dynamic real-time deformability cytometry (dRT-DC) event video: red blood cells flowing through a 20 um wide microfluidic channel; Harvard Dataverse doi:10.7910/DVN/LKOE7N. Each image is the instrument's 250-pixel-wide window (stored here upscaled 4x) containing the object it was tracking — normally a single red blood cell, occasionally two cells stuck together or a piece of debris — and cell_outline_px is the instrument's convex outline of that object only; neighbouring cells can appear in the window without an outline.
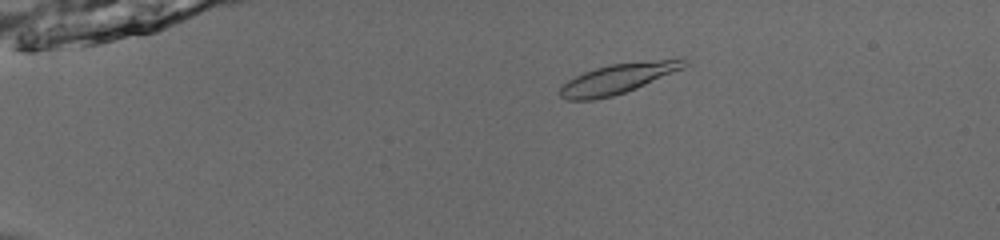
{"species": "common noctule bat (a hibernating species)", "species_latin": "Nyctalus noctula", "temperature_condition": "room temperature", "stored_images_in_passage": 49, "camera_frame_rate_fps": 3000, "um_per_image_px": 0.085, "animal": {"sex": "male", "body_mass_g": 13.0, "forearm_length_mm": 53.1}, "frame": {"image": 1, "passage_image": 7, "time_ms": 2.0, "image_size_px": [1000, 240], "cell_outline_px": [[688, 64], [684, 68], [636, 88], [612, 96], [592, 100], [568, 100], [560, 96], [560, 88], [568, 80], [584, 72], [608, 64], [680, 56], [684, 56]], "centroid_in_image_um": [52.63, 6.63], "position_along_channel_um": 32.4, "area_um2": 22.08}}
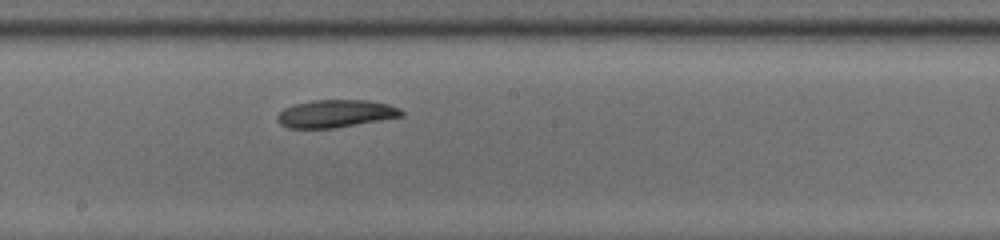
{"frame": {"image": 2, "passage_image": 27, "time_ms": 8.667, "image_size_px": [1000, 240], "cell_outline_px": [[404, 116], [332, 128], [288, 128], [280, 124], [276, 120], [276, 116], [284, 108], [296, 104], [312, 100], [368, 100], [388, 104], [400, 108], [404, 112]], "centroid_in_image_um": [28.52, 9.65], "position_along_channel_um": 219.7, "area_um2": 19.94}}
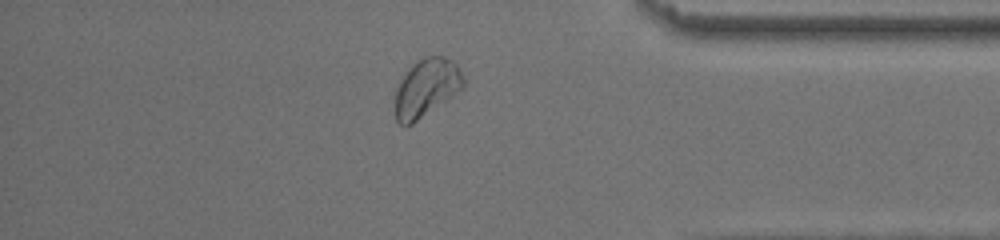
{"frame": {"image": 3, "passage_image": 42, "time_ms": 13.667, "image_size_px": [1000, 240], "cell_outline_px": [[464, 84], [456, 92], [412, 124], [400, 124], [396, 120], [396, 92], [400, 80], [404, 72], [416, 60], [424, 56], [444, 56], [456, 60], [460, 68], [464, 80]], "centroid_in_image_um": [36.25, 7.39], "position_along_channel_um": 399.0, "area_um2": 22.83}, "authors_computed_cell_mechanics": {"area_um2": 21.7328, "velocity_mm_per_s": 3.8918, "shape_relaxation_time_tau1_ms": 4.2295, "shape_relaxation_time_tau2_ms": null, "deformation_change_tau1": 0.1174, "deformation_change_tau2": null}}